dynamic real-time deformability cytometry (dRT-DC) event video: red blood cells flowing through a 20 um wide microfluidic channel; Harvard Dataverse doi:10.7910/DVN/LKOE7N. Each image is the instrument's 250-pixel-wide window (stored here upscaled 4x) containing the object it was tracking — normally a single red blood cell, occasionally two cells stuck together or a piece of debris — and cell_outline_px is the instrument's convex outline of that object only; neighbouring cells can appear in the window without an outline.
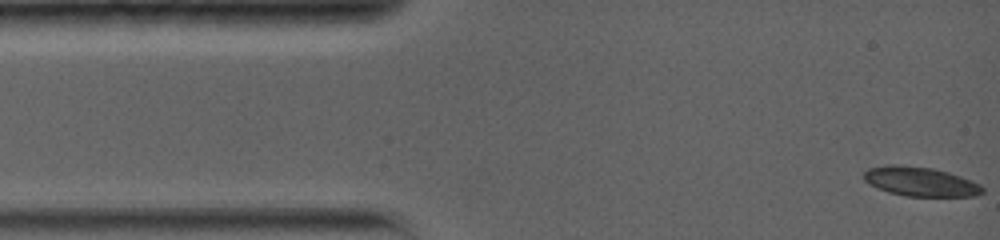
{"species": "common noctule bat (a hibernating species)", "species_latin": "Nyctalus noctula", "temperature_condition": "warm", "stored_images_in_passage": 19, "camera_frame_rate_fps": 5000, "um_per_image_px": 0.085, "animal": {"sex": "female", "body_mass_g": 19.0, "forearm_length_mm": 56.7}, "frame": {"image": 1, "passage_image": 1, "time_ms": 0.0, "image_size_px": [1000, 240], "cell_outline_px": [[984, 192], [976, 196], [904, 196], [888, 192], [876, 188], [868, 184], [864, 180], [864, 172], [868, 168], [892, 164], [896, 164], [932, 168], [948, 172], [960, 176], [980, 184], [984, 188]], "centroid_in_image_um": [78.21, 15.44], "position_along_channel_um": 6.8, "area_um2": 20.35}}
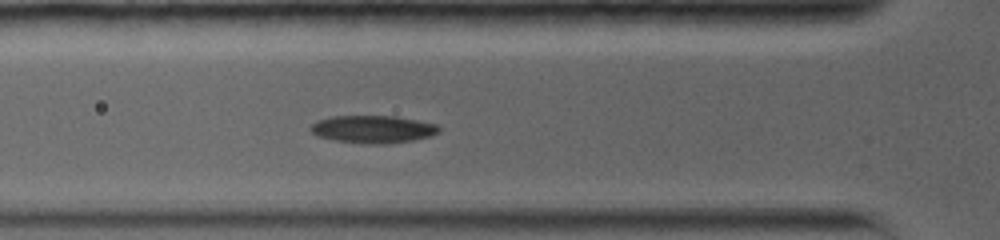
{"frame": {"image": 2, "passage_image": 11, "time_ms": 4.4, "image_size_px": [1000, 240], "cell_outline_px": [[440, 132], [428, 136], [412, 140], [384, 144], [376, 144], [336, 140], [316, 136], [308, 128], [316, 120], [332, 116], [396, 116], [436, 124], [440, 128]], "centroid_in_image_um": [31.67, 10.97], "position_along_channel_um": 94.1, "area_um2": 20.46}}
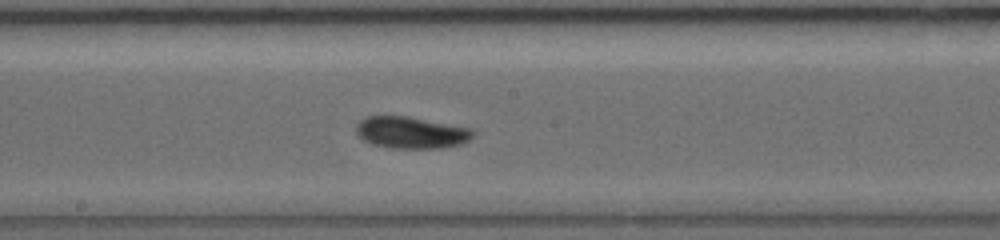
{"frame": {"image": 3, "passage_image": 19, "time_ms": 7.6, "image_size_px": [1000, 240], "cell_outline_px": [[476, 132], [468, 140], [460, 144], [440, 148], [392, 148], [372, 144], [364, 140], [356, 132], [356, 124], [364, 116], [408, 116], [472, 128]], "centroid_in_image_um": [34.94, 11.26], "position_along_channel_um": 213.3, "area_um2": 21.68}}